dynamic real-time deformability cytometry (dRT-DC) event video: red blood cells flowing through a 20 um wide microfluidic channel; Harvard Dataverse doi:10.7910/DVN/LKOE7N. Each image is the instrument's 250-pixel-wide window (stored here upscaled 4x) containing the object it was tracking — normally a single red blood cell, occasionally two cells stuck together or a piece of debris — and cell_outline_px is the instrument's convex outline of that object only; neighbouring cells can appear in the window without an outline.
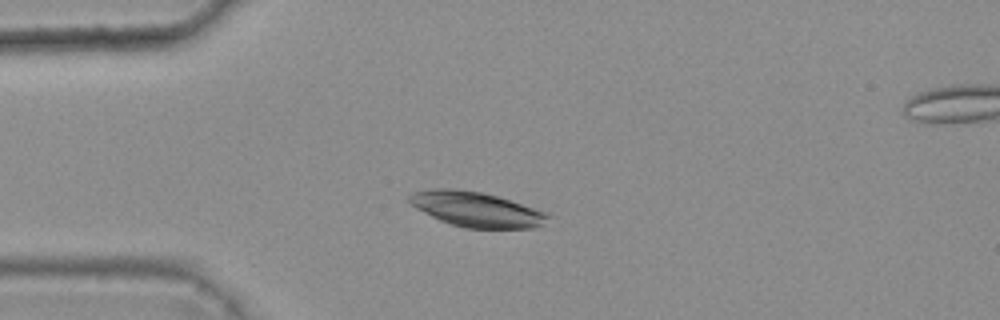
{"species": "common noctule bat (a hibernating species)", "species_latin": "Nyctalus noctula", "temperature_condition": "warm", "stored_images_in_passage": 3, "camera_frame_rate_fps": 3000, "um_per_image_px": 0.085, "animal": {"sex": "female", "body_mass_g": 25.1}, "frame": {"image": 1, "passage_image": 3, "time_ms": 0.667, "image_size_px": [1000, 320], "cell_outline_px": [[552, 216], [540, 224], [532, 228], [464, 228], [440, 220], [416, 208], [408, 200], [408, 196], [412, 192], [432, 188], [456, 188], [484, 192], [548, 212]], "centroid_in_image_um": [40.47, 17.77], "position_along_channel_um": 44.5, "area_um2": 28.21}}